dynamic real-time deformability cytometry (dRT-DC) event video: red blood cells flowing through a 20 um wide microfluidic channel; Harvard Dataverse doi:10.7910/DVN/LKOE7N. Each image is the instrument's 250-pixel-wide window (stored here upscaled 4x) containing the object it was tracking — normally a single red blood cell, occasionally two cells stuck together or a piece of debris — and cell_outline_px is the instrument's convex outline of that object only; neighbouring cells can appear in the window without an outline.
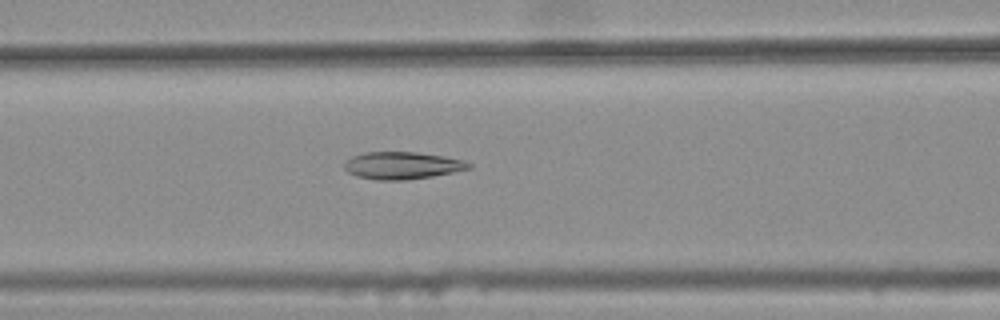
{"species": "common noctule bat (a hibernating species)", "species_latin": "Nyctalus noctula", "temperature_condition": "warm", "stored_images_in_passage": 45, "camera_frame_rate_fps": 3000, "um_per_image_px": 0.085, "animal": {"sex": "female", "body_mass_g": 25.1}, "frame": {"image": 1, "passage_image": 21, "time_ms": 6.667, "image_size_px": [1000, 320], "cell_outline_px": [[472, 168], [432, 176], [408, 180], [376, 180], [356, 176], [348, 172], [344, 168], [344, 164], [352, 156], [364, 152], [416, 152], [444, 156], [464, 160], [472, 164]], "centroid_in_image_um": [34.19, 14.07], "position_along_channel_um": 132.4, "area_um2": 19.83}}
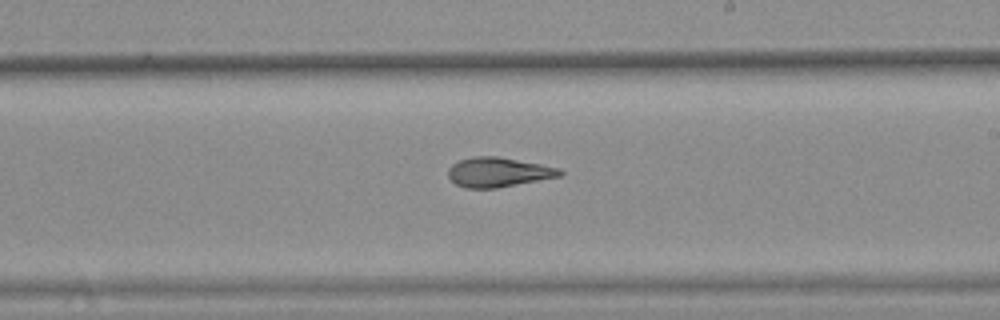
{"frame": {"image": 2, "passage_image": 30, "time_ms": 9.667, "image_size_px": [1000, 320], "cell_outline_px": [[564, 172], [560, 176], [496, 188], [464, 188], [456, 184], [448, 176], [448, 168], [452, 164], [460, 160], [472, 156], [496, 156], [540, 164], [560, 168]], "centroid_in_image_um": [42.33, 14.63], "position_along_channel_um": 246.7, "area_um2": 19.13}}
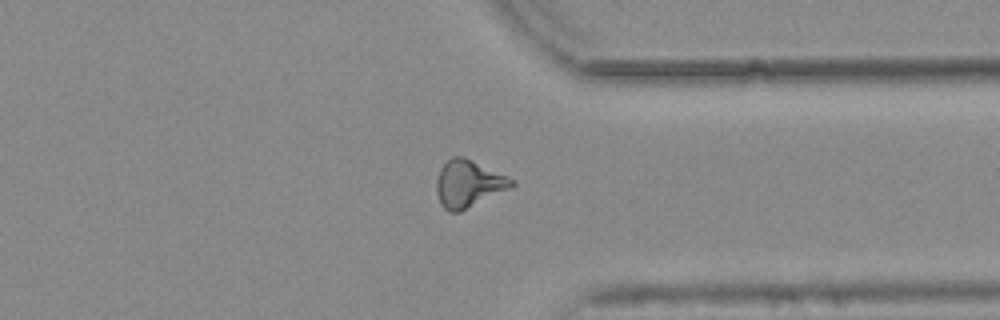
{"frame": {"image": 3, "passage_image": 40, "time_ms": 13.0, "image_size_px": [1000, 320], "cell_outline_px": [[516, 184], [460, 212], [448, 212], [440, 204], [436, 192], [436, 180], [440, 168], [452, 156], [464, 156], [516, 180]], "centroid_in_image_um": [39.78, 15.61], "position_along_channel_um": 371.6, "area_um2": 20.52}, "authors_computed_cell_mechanics": {"area_um2": 19.5942, "velocity_mm_per_s": 3.8118, "shape_relaxation_time_tau1_ms": null, "shape_relaxation_time_tau2_ms": 2.9337, "deformation_change_tau1": null, "deformation_change_tau2": 0.0744}}